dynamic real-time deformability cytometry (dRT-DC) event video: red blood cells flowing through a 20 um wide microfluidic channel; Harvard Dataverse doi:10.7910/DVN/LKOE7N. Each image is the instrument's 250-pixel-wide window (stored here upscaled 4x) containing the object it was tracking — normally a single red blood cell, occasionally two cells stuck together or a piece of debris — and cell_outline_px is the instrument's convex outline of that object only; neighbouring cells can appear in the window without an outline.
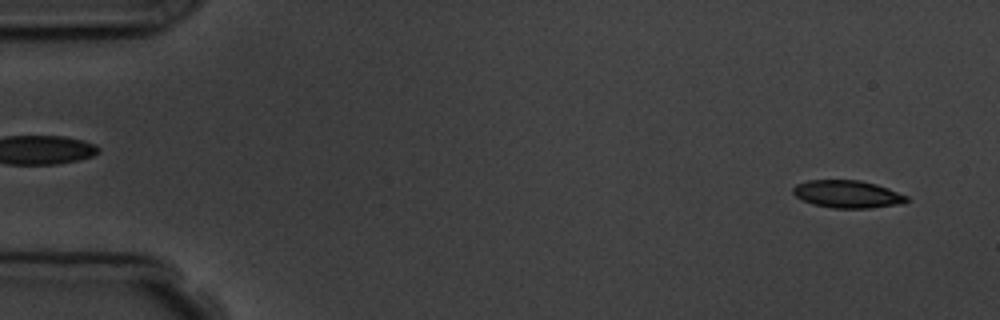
{"species": "common noctule bat (a hibernating species)", "species_latin": "Nyctalus noctula", "temperature_condition": "room temperature", "stored_images_in_passage": 8, "camera_frame_rate_fps": 3000, "um_per_image_px": 0.085, "animal": {"sex": "male", "body_mass_g": 19.5, "forearm_length_mm": 54.6}, "frame": {"image": 1, "passage_image": 1, "time_ms": 0.0, "image_size_px": [1000, 320], "cell_outline_px": [[908, 200], [904, 204], [872, 208], [832, 208], [812, 204], [796, 196], [792, 192], [792, 188], [796, 184], [808, 180], [860, 180], [876, 184], [888, 188], [908, 196]], "centroid_in_image_um": [72.05, 16.5], "position_along_channel_um": 12.9, "area_um2": 18.38}}
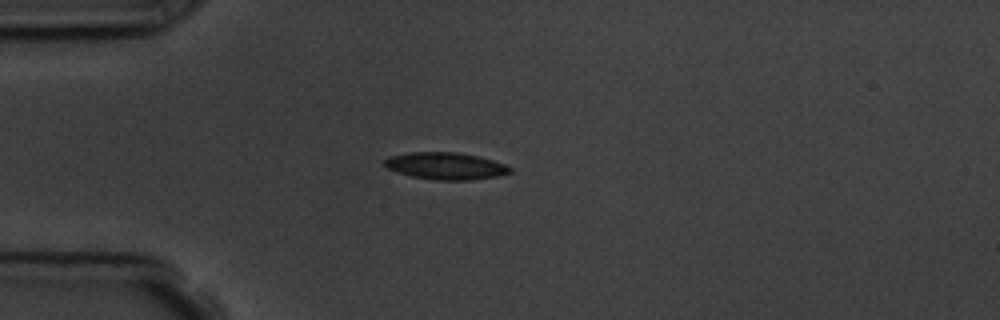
{"frame": {"image": 2, "passage_image": 4, "time_ms": 3.667, "image_size_px": [1000, 320], "cell_outline_px": [[512, 172], [496, 176], [468, 180], [436, 180], [412, 176], [396, 172], [388, 168], [384, 164], [384, 160], [392, 156], [412, 152], [456, 152], [480, 156], [504, 164], [512, 168]], "centroid_in_image_um": [37.9, 14.1], "position_along_channel_um": 47.1, "area_um2": 19.59}}